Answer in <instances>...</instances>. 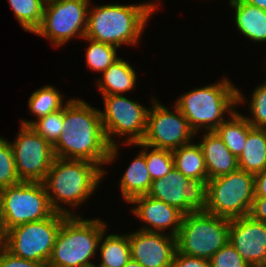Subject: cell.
Wrapping results in <instances>:
<instances>
[{
	"mask_svg": "<svg viewBox=\"0 0 266 267\" xmlns=\"http://www.w3.org/2000/svg\"><path fill=\"white\" fill-rule=\"evenodd\" d=\"M99 110L80 97L71 98L64 106L62 133L53 145V151L57 158L98 164L107 175L104 165L116 161L120 145L108 143Z\"/></svg>",
	"mask_w": 266,
	"mask_h": 267,
	"instance_id": "1",
	"label": "cell"
},
{
	"mask_svg": "<svg viewBox=\"0 0 266 267\" xmlns=\"http://www.w3.org/2000/svg\"><path fill=\"white\" fill-rule=\"evenodd\" d=\"M105 176V171L91 161L55 157L43 184L52 209L74 216L80 215L74 209L87 203Z\"/></svg>",
	"mask_w": 266,
	"mask_h": 267,
	"instance_id": "2",
	"label": "cell"
},
{
	"mask_svg": "<svg viewBox=\"0 0 266 267\" xmlns=\"http://www.w3.org/2000/svg\"><path fill=\"white\" fill-rule=\"evenodd\" d=\"M229 78L223 77L212 84L194 88L181 94L174 102L187 119L196 135L203 131H214L227 120L238 105L248 101ZM225 115H229L225 118Z\"/></svg>",
	"mask_w": 266,
	"mask_h": 267,
	"instance_id": "3",
	"label": "cell"
},
{
	"mask_svg": "<svg viewBox=\"0 0 266 267\" xmlns=\"http://www.w3.org/2000/svg\"><path fill=\"white\" fill-rule=\"evenodd\" d=\"M91 4L85 37L117 48L122 45L137 46L151 15L155 14L144 1L139 4Z\"/></svg>",
	"mask_w": 266,
	"mask_h": 267,
	"instance_id": "4",
	"label": "cell"
},
{
	"mask_svg": "<svg viewBox=\"0 0 266 267\" xmlns=\"http://www.w3.org/2000/svg\"><path fill=\"white\" fill-rule=\"evenodd\" d=\"M83 217L68 215L64 219L46 267H94L92 258L98 257L99 241L108 223Z\"/></svg>",
	"mask_w": 266,
	"mask_h": 267,
	"instance_id": "5",
	"label": "cell"
},
{
	"mask_svg": "<svg viewBox=\"0 0 266 267\" xmlns=\"http://www.w3.org/2000/svg\"><path fill=\"white\" fill-rule=\"evenodd\" d=\"M230 219L206 211L183 215L177 235V250L185 255L210 260L229 237Z\"/></svg>",
	"mask_w": 266,
	"mask_h": 267,
	"instance_id": "6",
	"label": "cell"
},
{
	"mask_svg": "<svg viewBox=\"0 0 266 267\" xmlns=\"http://www.w3.org/2000/svg\"><path fill=\"white\" fill-rule=\"evenodd\" d=\"M255 197L254 175L237 169L207 181L206 212L234 219L249 215Z\"/></svg>",
	"mask_w": 266,
	"mask_h": 267,
	"instance_id": "7",
	"label": "cell"
},
{
	"mask_svg": "<svg viewBox=\"0 0 266 267\" xmlns=\"http://www.w3.org/2000/svg\"><path fill=\"white\" fill-rule=\"evenodd\" d=\"M67 216L54 212L44 220L10 228L1 245L14 256L47 265L61 224Z\"/></svg>",
	"mask_w": 266,
	"mask_h": 267,
	"instance_id": "8",
	"label": "cell"
},
{
	"mask_svg": "<svg viewBox=\"0 0 266 267\" xmlns=\"http://www.w3.org/2000/svg\"><path fill=\"white\" fill-rule=\"evenodd\" d=\"M102 99L104 109L99 111L108 143L111 146L120 144L115 141L117 136L121 139L125 137L122 139L124 142L121 141L124 145L141 142L147 129L149 108L123 94L102 95Z\"/></svg>",
	"mask_w": 266,
	"mask_h": 267,
	"instance_id": "9",
	"label": "cell"
},
{
	"mask_svg": "<svg viewBox=\"0 0 266 267\" xmlns=\"http://www.w3.org/2000/svg\"><path fill=\"white\" fill-rule=\"evenodd\" d=\"M91 0H48L35 35L46 38L55 48L73 38L85 37L87 13Z\"/></svg>",
	"mask_w": 266,
	"mask_h": 267,
	"instance_id": "10",
	"label": "cell"
},
{
	"mask_svg": "<svg viewBox=\"0 0 266 267\" xmlns=\"http://www.w3.org/2000/svg\"><path fill=\"white\" fill-rule=\"evenodd\" d=\"M2 214L7 231L25 223L44 220L52 209L43 182L22 181L0 190Z\"/></svg>",
	"mask_w": 266,
	"mask_h": 267,
	"instance_id": "11",
	"label": "cell"
},
{
	"mask_svg": "<svg viewBox=\"0 0 266 267\" xmlns=\"http://www.w3.org/2000/svg\"><path fill=\"white\" fill-rule=\"evenodd\" d=\"M169 110L153 95L151 107L147 114V129L143 144L173 151L194 141L195 131L190 127L185 116L174 104Z\"/></svg>",
	"mask_w": 266,
	"mask_h": 267,
	"instance_id": "12",
	"label": "cell"
},
{
	"mask_svg": "<svg viewBox=\"0 0 266 267\" xmlns=\"http://www.w3.org/2000/svg\"><path fill=\"white\" fill-rule=\"evenodd\" d=\"M17 137L10 145L21 181L43 182L55 158L53 146L32 126L20 124Z\"/></svg>",
	"mask_w": 266,
	"mask_h": 267,
	"instance_id": "13",
	"label": "cell"
},
{
	"mask_svg": "<svg viewBox=\"0 0 266 267\" xmlns=\"http://www.w3.org/2000/svg\"><path fill=\"white\" fill-rule=\"evenodd\" d=\"M147 195L177 208L183 214L207 208V182L188 178L175 167L163 178L153 180Z\"/></svg>",
	"mask_w": 266,
	"mask_h": 267,
	"instance_id": "14",
	"label": "cell"
},
{
	"mask_svg": "<svg viewBox=\"0 0 266 267\" xmlns=\"http://www.w3.org/2000/svg\"><path fill=\"white\" fill-rule=\"evenodd\" d=\"M228 241L251 267H266V223L249 215L230 219Z\"/></svg>",
	"mask_w": 266,
	"mask_h": 267,
	"instance_id": "15",
	"label": "cell"
},
{
	"mask_svg": "<svg viewBox=\"0 0 266 267\" xmlns=\"http://www.w3.org/2000/svg\"><path fill=\"white\" fill-rule=\"evenodd\" d=\"M131 259L143 267H171L177 238L161 232L137 229L129 233Z\"/></svg>",
	"mask_w": 266,
	"mask_h": 267,
	"instance_id": "16",
	"label": "cell"
},
{
	"mask_svg": "<svg viewBox=\"0 0 266 267\" xmlns=\"http://www.w3.org/2000/svg\"><path fill=\"white\" fill-rule=\"evenodd\" d=\"M128 204H134L131 212L142 221V224L144 222V226L141 225L138 229L149 232H166V234L177 237L184 215L177 208L148 195L135 197ZM168 230L169 232H167Z\"/></svg>",
	"mask_w": 266,
	"mask_h": 267,
	"instance_id": "17",
	"label": "cell"
},
{
	"mask_svg": "<svg viewBox=\"0 0 266 267\" xmlns=\"http://www.w3.org/2000/svg\"><path fill=\"white\" fill-rule=\"evenodd\" d=\"M200 133L202 137L198 140V144L203 152L208 180L236 171L238 169L237 158L217 133L215 131H203V133L201 131Z\"/></svg>",
	"mask_w": 266,
	"mask_h": 267,
	"instance_id": "18",
	"label": "cell"
},
{
	"mask_svg": "<svg viewBox=\"0 0 266 267\" xmlns=\"http://www.w3.org/2000/svg\"><path fill=\"white\" fill-rule=\"evenodd\" d=\"M234 8V23L238 33L254 43L266 42V11L241 0H229Z\"/></svg>",
	"mask_w": 266,
	"mask_h": 267,
	"instance_id": "19",
	"label": "cell"
},
{
	"mask_svg": "<svg viewBox=\"0 0 266 267\" xmlns=\"http://www.w3.org/2000/svg\"><path fill=\"white\" fill-rule=\"evenodd\" d=\"M136 69L126 59L119 58L96 78L100 95H119L136 88L138 80Z\"/></svg>",
	"mask_w": 266,
	"mask_h": 267,
	"instance_id": "20",
	"label": "cell"
},
{
	"mask_svg": "<svg viewBox=\"0 0 266 267\" xmlns=\"http://www.w3.org/2000/svg\"><path fill=\"white\" fill-rule=\"evenodd\" d=\"M151 184L152 179L145 156L139 150L119 181V192L124 202L128 204L135 197L147 195Z\"/></svg>",
	"mask_w": 266,
	"mask_h": 267,
	"instance_id": "21",
	"label": "cell"
},
{
	"mask_svg": "<svg viewBox=\"0 0 266 267\" xmlns=\"http://www.w3.org/2000/svg\"><path fill=\"white\" fill-rule=\"evenodd\" d=\"M107 232L106 229L100 238L98 245L100 261L94 266L124 267L131 259L129 233L106 234Z\"/></svg>",
	"mask_w": 266,
	"mask_h": 267,
	"instance_id": "22",
	"label": "cell"
},
{
	"mask_svg": "<svg viewBox=\"0 0 266 267\" xmlns=\"http://www.w3.org/2000/svg\"><path fill=\"white\" fill-rule=\"evenodd\" d=\"M238 169L253 175L266 169V129L251 128L245 147L237 158Z\"/></svg>",
	"mask_w": 266,
	"mask_h": 267,
	"instance_id": "23",
	"label": "cell"
},
{
	"mask_svg": "<svg viewBox=\"0 0 266 267\" xmlns=\"http://www.w3.org/2000/svg\"><path fill=\"white\" fill-rule=\"evenodd\" d=\"M174 167L188 178L208 181V172L200 145L196 142L183 145L172 151Z\"/></svg>",
	"mask_w": 266,
	"mask_h": 267,
	"instance_id": "24",
	"label": "cell"
},
{
	"mask_svg": "<svg viewBox=\"0 0 266 267\" xmlns=\"http://www.w3.org/2000/svg\"><path fill=\"white\" fill-rule=\"evenodd\" d=\"M252 128L247 119L239 111H235L227 120L222 122L214 131L224 141L230 152L238 158L242 153L248 131Z\"/></svg>",
	"mask_w": 266,
	"mask_h": 267,
	"instance_id": "25",
	"label": "cell"
},
{
	"mask_svg": "<svg viewBox=\"0 0 266 267\" xmlns=\"http://www.w3.org/2000/svg\"><path fill=\"white\" fill-rule=\"evenodd\" d=\"M63 97V94L61 95L58 88L52 85H45L31 93L28 100V110L38 120L41 117L62 109L71 99L69 98L64 103Z\"/></svg>",
	"mask_w": 266,
	"mask_h": 267,
	"instance_id": "26",
	"label": "cell"
},
{
	"mask_svg": "<svg viewBox=\"0 0 266 267\" xmlns=\"http://www.w3.org/2000/svg\"><path fill=\"white\" fill-rule=\"evenodd\" d=\"M46 0H8L14 17L24 31L35 33L40 27Z\"/></svg>",
	"mask_w": 266,
	"mask_h": 267,
	"instance_id": "27",
	"label": "cell"
},
{
	"mask_svg": "<svg viewBox=\"0 0 266 267\" xmlns=\"http://www.w3.org/2000/svg\"><path fill=\"white\" fill-rule=\"evenodd\" d=\"M83 40H85L84 42H89L85 51V62L91 71L93 70L101 75L112 63L120 58L116 46L86 37Z\"/></svg>",
	"mask_w": 266,
	"mask_h": 267,
	"instance_id": "28",
	"label": "cell"
},
{
	"mask_svg": "<svg viewBox=\"0 0 266 267\" xmlns=\"http://www.w3.org/2000/svg\"><path fill=\"white\" fill-rule=\"evenodd\" d=\"M131 146L140 147V152L145 156L148 171L151 179L156 180L168 175L174 168V159L172 151L166 149H157L137 142ZM148 148V150H147Z\"/></svg>",
	"mask_w": 266,
	"mask_h": 267,
	"instance_id": "29",
	"label": "cell"
},
{
	"mask_svg": "<svg viewBox=\"0 0 266 267\" xmlns=\"http://www.w3.org/2000/svg\"><path fill=\"white\" fill-rule=\"evenodd\" d=\"M64 121V107L38 120L21 119L22 125L32 126V128L48 141L52 146L57 142L61 133Z\"/></svg>",
	"mask_w": 266,
	"mask_h": 267,
	"instance_id": "30",
	"label": "cell"
},
{
	"mask_svg": "<svg viewBox=\"0 0 266 267\" xmlns=\"http://www.w3.org/2000/svg\"><path fill=\"white\" fill-rule=\"evenodd\" d=\"M20 182L10 141L0 136V190Z\"/></svg>",
	"mask_w": 266,
	"mask_h": 267,
	"instance_id": "31",
	"label": "cell"
},
{
	"mask_svg": "<svg viewBox=\"0 0 266 267\" xmlns=\"http://www.w3.org/2000/svg\"><path fill=\"white\" fill-rule=\"evenodd\" d=\"M247 105L250 116L244 115L253 128L266 129V81L260 83L251 92Z\"/></svg>",
	"mask_w": 266,
	"mask_h": 267,
	"instance_id": "32",
	"label": "cell"
},
{
	"mask_svg": "<svg viewBox=\"0 0 266 267\" xmlns=\"http://www.w3.org/2000/svg\"><path fill=\"white\" fill-rule=\"evenodd\" d=\"M211 267H251L228 241L210 259Z\"/></svg>",
	"mask_w": 266,
	"mask_h": 267,
	"instance_id": "33",
	"label": "cell"
},
{
	"mask_svg": "<svg viewBox=\"0 0 266 267\" xmlns=\"http://www.w3.org/2000/svg\"><path fill=\"white\" fill-rule=\"evenodd\" d=\"M0 267H46V265L14 256L0 244Z\"/></svg>",
	"mask_w": 266,
	"mask_h": 267,
	"instance_id": "34",
	"label": "cell"
},
{
	"mask_svg": "<svg viewBox=\"0 0 266 267\" xmlns=\"http://www.w3.org/2000/svg\"><path fill=\"white\" fill-rule=\"evenodd\" d=\"M171 267H211L210 260L192 257L176 250Z\"/></svg>",
	"mask_w": 266,
	"mask_h": 267,
	"instance_id": "35",
	"label": "cell"
},
{
	"mask_svg": "<svg viewBox=\"0 0 266 267\" xmlns=\"http://www.w3.org/2000/svg\"><path fill=\"white\" fill-rule=\"evenodd\" d=\"M249 216L266 223V198H254Z\"/></svg>",
	"mask_w": 266,
	"mask_h": 267,
	"instance_id": "36",
	"label": "cell"
},
{
	"mask_svg": "<svg viewBox=\"0 0 266 267\" xmlns=\"http://www.w3.org/2000/svg\"><path fill=\"white\" fill-rule=\"evenodd\" d=\"M255 197L266 198V169L254 175Z\"/></svg>",
	"mask_w": 266,
	"mask_h": 267,
	"instance_id": "37",
	"label": "cell"
},
{
	"mask_svg": "<svg viewBox=\"0 0 266 267\" xmlns=\"http://www.w3.org/2000/svg\"><path fill=\"white\" fill-rule=\"evenodd\" d=\"M6 235H7V229L4 224V218L2 214V204L0 199V244L4 241Z\"/></svg>",
	"mask_w": 266,
	"mask_h": 267,
	"instance_id": "38",
	"label": "cell"
},
{
	"mask_svg": "<svg viewBox=\"0 0 266 267\" xmlns=\"http://www.w3.org/2000/svg\"><path fill=\"white\" fill-rule=\"evenodd\" d=\"M266 11V0H241Z\"/></svg>",
	"mask_w": 266,
	"mask_h": 267,
	"instance_id": "39",
	"label": "cell"
},
{
	"mask_svg": "<svg viewBox=\"0 0 266 267\" xmlns=\"http://www.w3.org/2000/svg\"><path fill=\"white\" fill-rule=\"evenodd\" d=\"M152 1V0H151ZM150 0L149 1H145V3L154 11V12H156V11H159V9H158V3H159V1L160 2H162V0H155V2H154V0L151 2ZM156 2H157V4H156Z\"/></svg>",
	"mask_w": 266,
	"mask_h": 267,
	"instance_id": "40",
	"label": "cell"
},
{
	"mask_svg": "<svg viewBox=\"0 0 266 267\" xmlns=\"http://www.w3.org/2000/svg\"><path fill=\"white\" fill-rule=\"evenodd\" d=\"M124 267H143L139 262L130 259Z\"/></svg>",
	"mask_w": 266,
	"mask_h": 267,
	"instance_id": "41",
	"label": "cell"
}]
</instances>
